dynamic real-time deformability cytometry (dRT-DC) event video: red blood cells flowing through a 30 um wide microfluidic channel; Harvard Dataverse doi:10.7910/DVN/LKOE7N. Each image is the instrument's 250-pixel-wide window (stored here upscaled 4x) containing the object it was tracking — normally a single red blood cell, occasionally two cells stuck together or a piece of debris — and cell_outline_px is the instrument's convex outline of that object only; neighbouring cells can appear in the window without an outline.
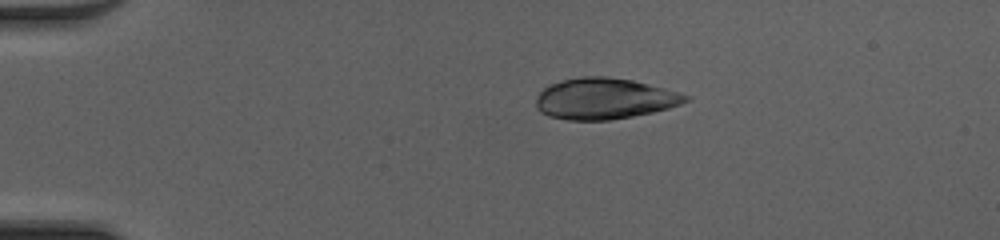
{"species": "common noctule bat (a hibernating species)", "species_latin": "Nyctalus noctula", "temperature_condition": "cold", "stored_images_in_passage": 49, "camera_frame_rate_fps": 3000, "um_per_image_px": 0.085, "animal": {"sex": "female", "body_mass_g": 20.0, "forearm_length_mm": 54.0}, "frame": {"image": 1, "passage_image": 11, "time_ms": 3.333, "image_size_px": [1000, 240], "cell_outline_px": [[692, 96], [688, 100], [680, 104], [668, 108], [652, 112], [632, 116], [608, 120], [568, 120], [548, 116], [540, 112], [536, 108], [536, 96], [548, 84], [580, 76], [608, 76], [632, 80], [664, 88]], "centroid_in_image_um": [51.35, 8.38], "position_along_channel_um": 33.7, "area_um2": 35.84}}